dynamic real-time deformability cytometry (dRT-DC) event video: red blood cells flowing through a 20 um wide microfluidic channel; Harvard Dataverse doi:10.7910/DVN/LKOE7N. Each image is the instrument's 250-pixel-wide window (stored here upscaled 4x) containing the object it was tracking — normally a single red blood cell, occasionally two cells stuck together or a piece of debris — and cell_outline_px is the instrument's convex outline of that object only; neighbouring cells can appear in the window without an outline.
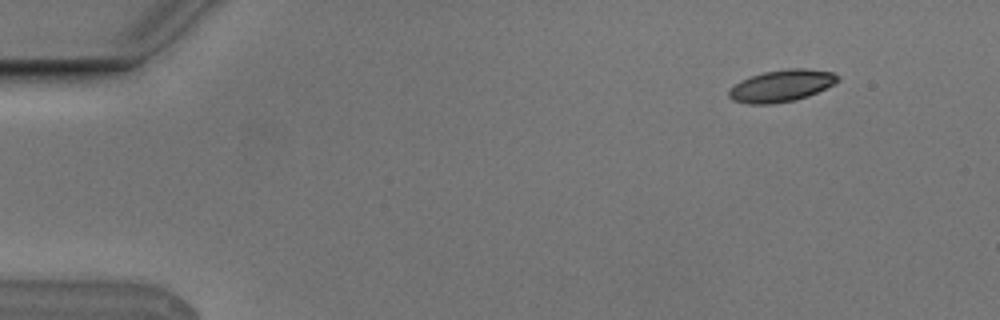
{"species": "Egyptian fruit bat (a non-hibernating species)", "species_latin": "Rousettus aegyptiacus", "temperature_condition": "cold", "stored_images_in_passage": 4, "camera_frame_rate_fps": 3000, "um_per_image_px": 0.085, "animal": {"sex": "male"}, "frame": {"image": 1, "passage_image": 1, "time_ms": 0.0, "image_size_px": [1000, 320], "cell_outline_px": [[840, 80], [836, 84], [808, 96], [796, 100], [772, 104], [748, 104], [732, 100], [728, 96], [728, 92], [740, 80], [764, 72], [788, 68], [804, 68], [832, 72], [840, 76]], "centroid_in_image_um": [66.46, 7.29], "position_along_channel_um": 18.5, "area_um2": 20.35}}